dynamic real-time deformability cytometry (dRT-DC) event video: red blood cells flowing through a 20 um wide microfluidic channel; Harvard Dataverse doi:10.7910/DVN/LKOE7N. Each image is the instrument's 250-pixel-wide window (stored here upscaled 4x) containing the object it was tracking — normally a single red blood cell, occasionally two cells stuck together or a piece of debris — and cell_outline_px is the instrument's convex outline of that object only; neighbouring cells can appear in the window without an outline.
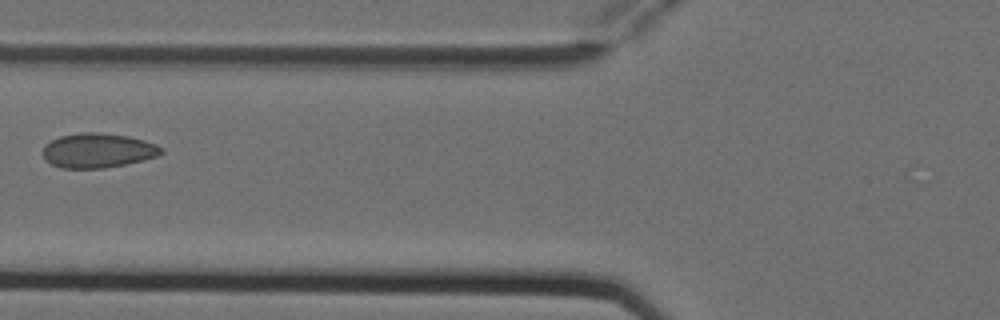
{"species": "Egyptian fruit bat (a non-hibernating species)", "species_latin": "Rousettus aegyptiacus", "temperature_condition": "cold", "stored_images_in_passage": 5, "camera_frame_rate_fps": 3000, "um_per_image_px": 0.085, "animal": {"sex": "female"}, "frame": {"image": 1, "passage_image": 4, "time_ms": 1.0, "image_size_px": [1000, 320], "cell_outline_px": [[164, 152], [156, 156], [144, 160], [104, 168], [60, 168], [44, 160], [40, 152], [44, 144], [60, 136], [84, 132], [100, 132], [128, 136], [144, 140], [156, 144], [164, 148]], "centroid_in_image_um": [8.28, 12.79], "position_along_channel_um": 117.5, "area_um2": 24.1}}
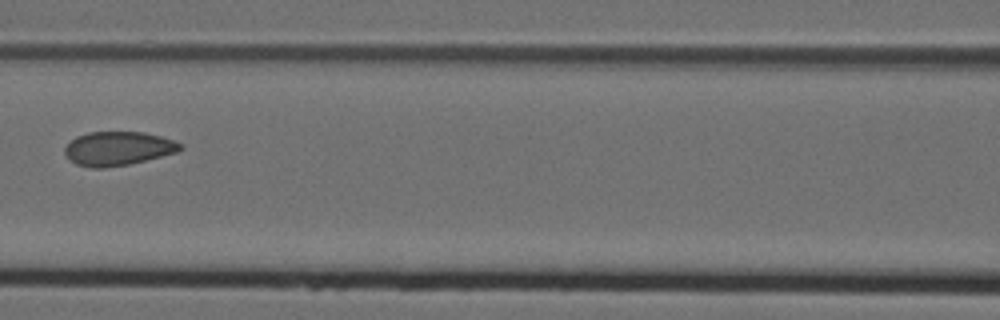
{"frame": {"image": 2, "passage_image": 5, "time_ms": 1.333, "image_size_px": [1000, 320], "cell_outline_px": [[184, 148], [176, 152], [128, 164], [104, 168], [92, 168], [76, 164], [68, 160], [64, 152], [64, 148], [76, 136], [88, 132], [144, 132], [160, 136], [184, 144]], "centroid_in_image_um": [10.0, 12.62], "position_along_channel_um": 156.6, "area_um2": 22.77}}